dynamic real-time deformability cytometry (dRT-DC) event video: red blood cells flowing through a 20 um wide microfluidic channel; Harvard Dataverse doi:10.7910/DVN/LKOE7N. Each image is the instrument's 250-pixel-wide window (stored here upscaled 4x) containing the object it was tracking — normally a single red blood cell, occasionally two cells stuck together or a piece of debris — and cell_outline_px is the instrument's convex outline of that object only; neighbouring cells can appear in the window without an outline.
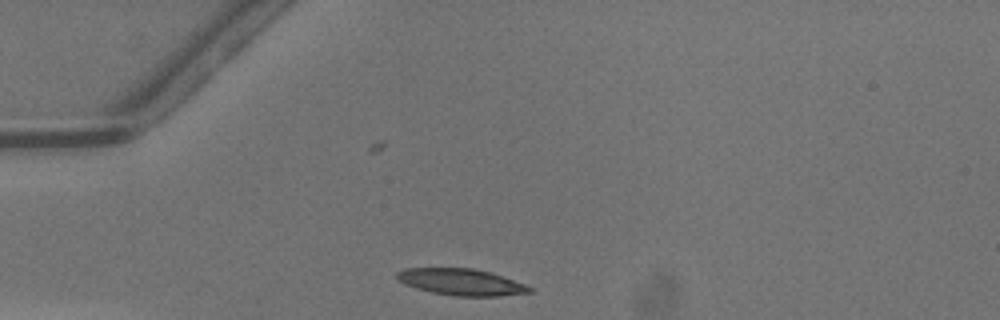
{"species": "common noctule bat (a hibernating species)", "species_latin": "Nyctalus noctula", "temperature_condition": "warm", "stored_images_in_passage": 36, "camera_frame_rate_fps": 3000, "um_per_image_px": 0.085, "animal": {"sex": "male", "body_mass_g": 13.3}, "frame": {"image": 1, "passage_image": 1, "time_ms": 0.0, "image_size_px": [1000, 320], "cell_outline_px": [[532, 292], [500, 296], [452, 296], [432, 292], [416, 288], [404, 284], [396, 276], [396, 272], [404, 268], [472, 268], [492, 272], [524, 284], [532, 288]], "centroid_in_image_um": [39.2, 23.97], "position_along_channel_um": 45.8, "area_um2": 20.52}}
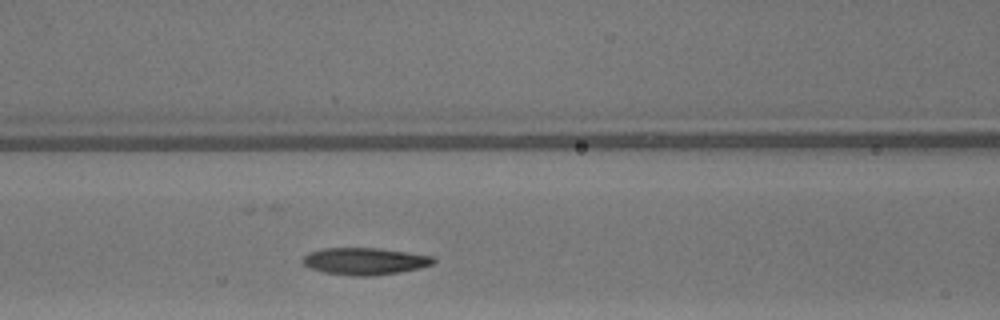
{"frame": {"image": 2, "passage_image": 9, "time_ms": 2.667, "image_size_px": [1000, 320], "cell_outline_px": [[436, 260], [432, 264], [420, 268], [400, 272], [372, 276], [352, 276], [324, 272], [312, 268], [304, 264], [300, 260], [308, 252], [324, 248], [376, 248], [408, 252], [432, 256]], "centroid_in_image_um": [31.0, 22.2], "position_along_channel_um": 135.6, "area_um2": 20.58}}
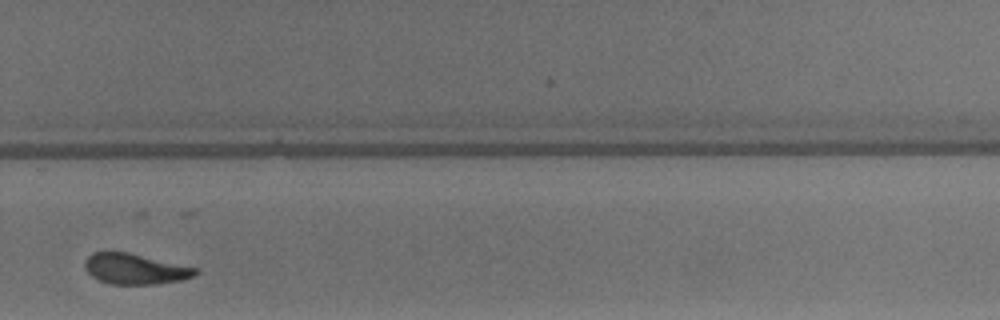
{"frame": {"image": 3, "passage_image": 22, "time_ms": 7.0, "image_size_px": [1000, 320], "cell_outline_px": [[200, 272], [196, 276], [180, 280], [156, 284], [112, 284], [100, 280], [92, 276], [84, 268], [84, 260], [92, 252], [108, 248], [128, 252], [196, 268]], "centroid_in_image_um": [11.41, 22.82], "position_along_channel_um": 318.4, "area_um2": 20.11}, "authors_computed_cell_mechanics": {"area_um2": 20.3745, "velocity_mm_per_s": 4.2313, "shape_relaxation_time_tau1_ms": 3.9202, "shape_relaxation_time_tau2_ms": 2.0203, "deformation_change_tau1": 0.1735, "deformation_change_tau2": 0.089}}